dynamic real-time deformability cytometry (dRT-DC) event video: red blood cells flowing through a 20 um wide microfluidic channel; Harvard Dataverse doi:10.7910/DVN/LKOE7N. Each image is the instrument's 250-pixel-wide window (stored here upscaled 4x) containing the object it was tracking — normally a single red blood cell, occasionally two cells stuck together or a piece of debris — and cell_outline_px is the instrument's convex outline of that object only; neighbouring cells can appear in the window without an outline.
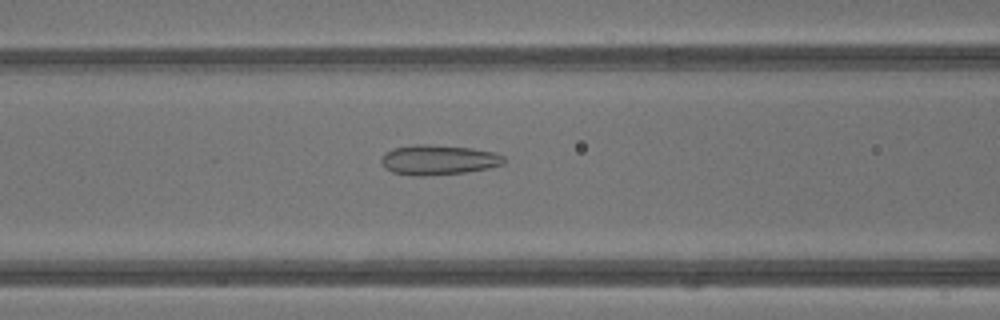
{"species": "common noctule bat (a hibernating species)", "species_latin": "Nyctalus noctula", "temperature_condition": "warm", "stored_images_in_passage": 42, "camera_frame_rate_fps": 3000, "um_per_image_px": 0.085, "animal": {"sex": "male", "body_mass_g": 13.3}, "frame": {"image": 1, "passage_image": 18, "time_ms": 5.667, "image_size_px": [1000, 320], "cell_outline_px": [[504, 164], [488, 168], [464, 172], [424, 176], [412, 176], [392, 172], [384, 168], [380, 160], [384, 152], [392, 148], [416, 144], [428, 144], [472, 148], [496, 152], [504, 156]], "centroid_in_image_um": [37.23, 13.58], "position_along_channel_um": 129.4, "area_um2": 21.62}}
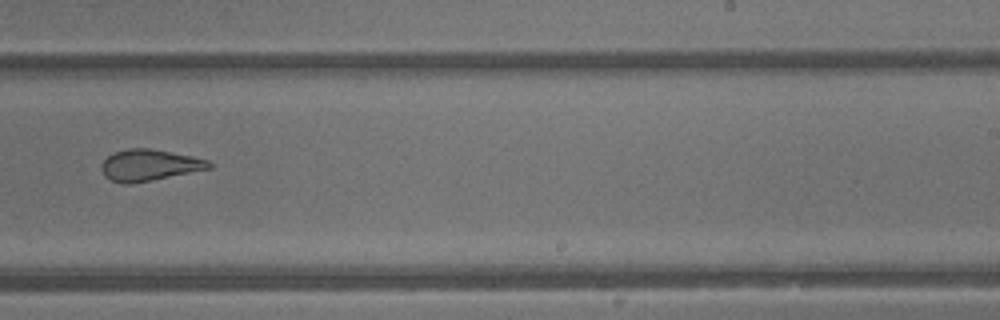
{"frame": {"image": 2, "passage_image": 27, "time_ms": 8.667, "image_size_px": [1000, 320], "cell_outline_px": [[212, 168], [132, 184], [124, 184], [112, 180], [104, 176], [100, 168], [100, 164], [112, 152], [128, 148], [152, 148], [192, 156], [208, 160], [212, 164]], "centroid_in_image_um": [12.66, 14.03], "position_along_channel_um": 276.3, "area_um2": 19.83}}
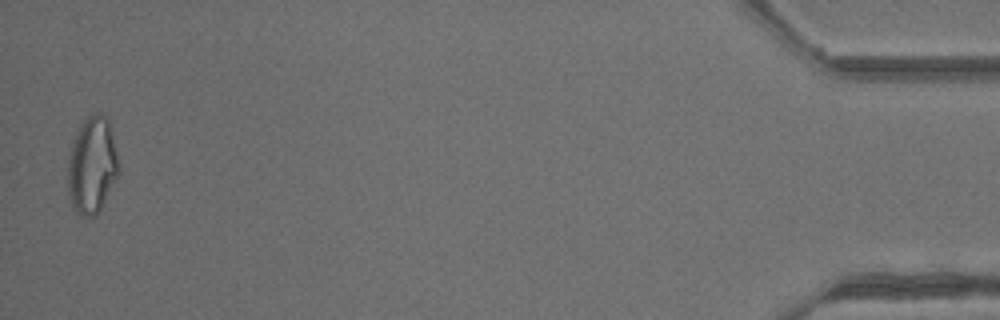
{"frame": {"image": 3, "passage_image": 42, "time_ms": 13.667, "image_size_px": [1000, 320], "cell_outline_px": [[120, 172], [100, 212], [96, 216], [80, 216], [76, 212], [72, 204], [68, 192], [68, 152], [80, 124], [88, 116], [96, 112], [100, 112], [108, 120], [120, 168]], "centroid_in_image_um": [7.82, 14.08], "position_along_channel_um": 427.4, "area_um2": 28.9}, "authors_computed_cell_mechanics": {"area_um2": 24.0448, "velocity_mm_per_s": 4.9029, "shape_relaxation_time_tau1_ms": null, "shape_relaxation_time_tau2_ms": 1.3887, "deformation_change_tau1": null, "deformation_change_tau2": 0.1092}}